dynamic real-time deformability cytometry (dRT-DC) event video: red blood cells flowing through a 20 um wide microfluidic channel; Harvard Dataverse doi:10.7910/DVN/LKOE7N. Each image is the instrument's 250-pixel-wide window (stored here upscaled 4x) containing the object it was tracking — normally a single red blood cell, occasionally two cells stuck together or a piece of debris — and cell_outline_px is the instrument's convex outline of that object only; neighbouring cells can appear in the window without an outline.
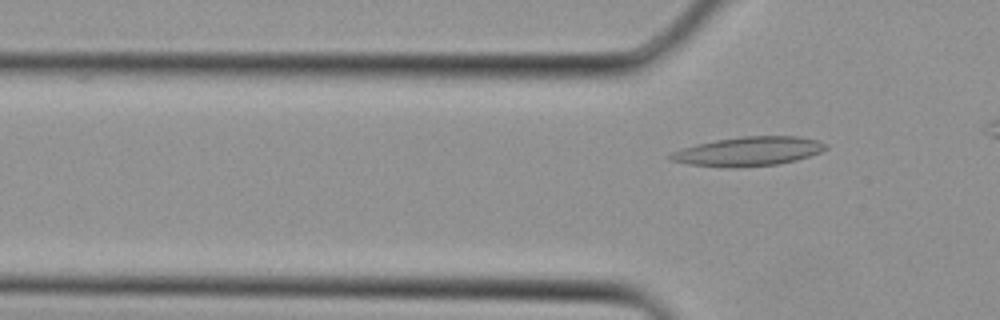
{"species": "Egyptian fruit bat (a non-hibernating species)", "species_latin": "Rousettus aegyptiacus", "temperature_condition": "cold", "stored_images_in_passage": 5, "camera_frame_rate_fps": 3000, "um_per_image_px": 0.085, "animal": {"sex": "female"}, "frame": {"image": 1, "passage_image": 5, "time_ms": 1.333, "image_size_px": [1000, 320], "cell_outline_px": [[828, 148], [820, 152], [796, 160], [776, 164], [736, 168], [728, 168], [688, 164], [668, 160], [668, 156], [672, 152], [680, 148], [696, 144], [716, 140], [740, 136], [800, 136], [820, 140], [828, 144]], "centroid_in_image_um": [63.61, 12.86], "position_along_channel_um": 62.2, "area_um2": 26.65}}